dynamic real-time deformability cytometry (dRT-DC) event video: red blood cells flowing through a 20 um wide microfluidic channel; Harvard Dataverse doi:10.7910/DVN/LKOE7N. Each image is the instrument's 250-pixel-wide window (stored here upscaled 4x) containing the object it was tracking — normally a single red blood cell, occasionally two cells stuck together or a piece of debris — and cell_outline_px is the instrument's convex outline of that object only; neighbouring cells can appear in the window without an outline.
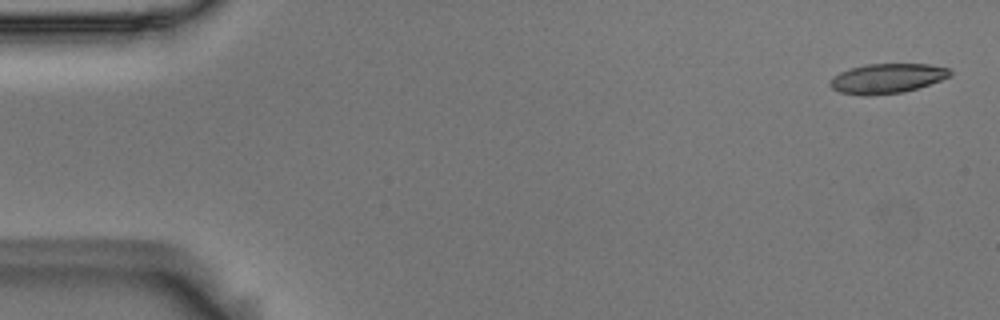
{"species": "Egyptian fruit bat (a non-hibernating species)", "species_latin": "Rousettus aegyptiacus", "temperature_condition": "room temperature", "stored_images_in_passage": 5, "camera_frame_rate_fps": 3000, "um_per_image_px": 0.085, "animal": {"sex": "male"}, "frame": {"image": 1, "passage_image": 1, "time_ms": 0.0, "image_size_px": [1000, 320], "cell_outline_px": [[952, 76], [904, 92], [868, 96], [864, 96], [840, 92], [832, 88], [828, 84], [832, 76], [848, 68], [864, 64], [932, 64], [948, 68], [952, 72]], "centroid_in_image_um": [75.37, 6.66], "position_along_channel_um": 9.6, "area_um2": 20.98}}